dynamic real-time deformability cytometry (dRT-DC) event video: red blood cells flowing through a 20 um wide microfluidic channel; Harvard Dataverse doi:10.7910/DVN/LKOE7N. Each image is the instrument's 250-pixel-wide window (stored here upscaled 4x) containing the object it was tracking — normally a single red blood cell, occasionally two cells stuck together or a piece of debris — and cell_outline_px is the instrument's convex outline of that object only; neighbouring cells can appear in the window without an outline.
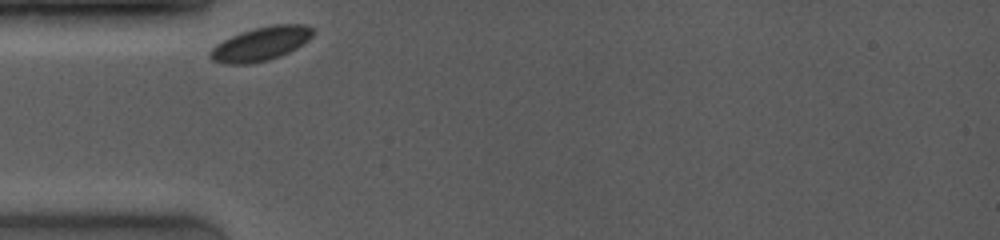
{"species": "common noctule bat (a hibernating species)", "species_latin": "Nyctalus noctula", "temperature_condition": "room temperature", "stored_images_in_passage": 39, "camera_frame_rate_fps": 4000, "um_per_image_px": 0.085, "animal": {"sex": "female", "body_mass_g": 19.0, "forearm_length_mm": 53.3}, "frame": {"image": 1, "passage_image": 1, "time_ms": 0.0, "image_size_px": [1000, 240], "cell_outline_px": [[316, 32], [308, 40], [296, 48], [280, 56], [268, 60], [248, 64], [224, 64], [212, 60], [208, 56], [208, 52], [216, 44], [240, 32], [272, 24], [304, 24], [312, 28]], "centroid_in_image_um": [22.16, 3.73], "position_along_channel_um": 62.8, "area_um2": 20.29}}
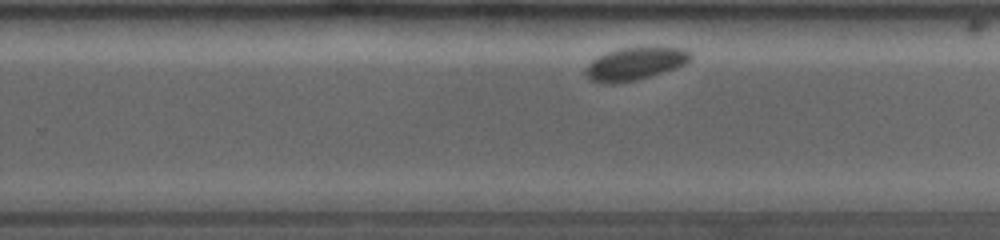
{"frame": {"image": 2, "passage_image": 25, "time_ms": 6.0, "image_size_px": [1000, 240], "cell_outline_px": [[692, 56], [684, 64], [676, 68], [636, 80], [612, 84], [600, 84], [588, 80], [584, 72], [584, 68], [592, 60], [608, 52], [620, 48], [684, 48], [692, 52]], "centroid_in_image_um": [53.92, 5.44], "position_along_channel_um": 275.9, "area_um2": 19.88}}
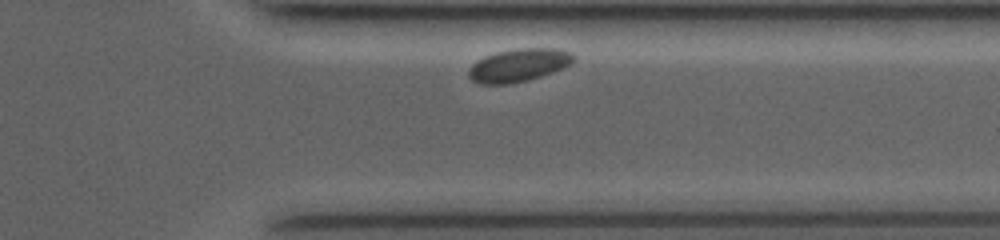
{"frame": {"image": 3, "passage_image": 36, "time_ms": 8.5, "image_size_px": [1000, 240], "cell_outline_px": [[576, 60], [572, 64], [564, 68], [528, 80], [512, 84], [480, 84], [472, 80], [468, 76], [468, 68], [476, 60], [484, 56], [496, 52], [516, 48], [556, 48], [568, 52], [576, 56]], "centroid_in_image_um": [44.08, 5.54], "position_along_channel_um": 367.3, "area_um2": 20.46}}